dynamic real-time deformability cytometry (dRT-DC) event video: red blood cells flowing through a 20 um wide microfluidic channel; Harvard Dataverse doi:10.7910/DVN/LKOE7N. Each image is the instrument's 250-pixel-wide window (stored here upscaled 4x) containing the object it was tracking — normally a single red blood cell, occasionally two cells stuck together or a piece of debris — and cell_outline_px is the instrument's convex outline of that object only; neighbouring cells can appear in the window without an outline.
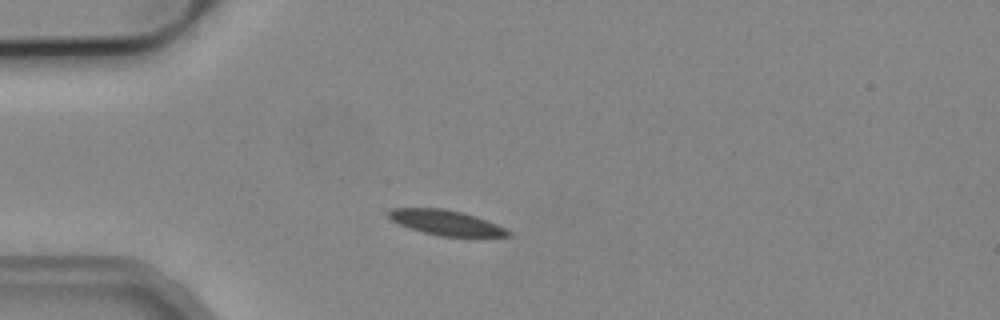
{"species": "common noctule bat (a hibernating species)", "species_latin": "Nyctalus noctula", "temperature_condition": "cold", "stored_images_in_passage": 2, "camera_frame_rate_fps": 3000, "um_per_image_px": 0.085, "animal": {"sex": "male", "body_mass_g": 19.2, "forearm_length_mm": 51.8}, "frame": {"image": 1, "passage_image": 1, "time_ms": 0.0, "image_size_px": [1000, 320], "cell_outline_px": [[512, 236], [440, 236], [424, 232], [400, 224], [392, 220], [388, 216], [388, 212], [392, 208], [444, 208], [476, 216], [496, 224], [512, 232]], "centroid_in_image_um": [37.92, 18.92], "position_along_channel_um": 47.1, "area_um2": 17.11}}
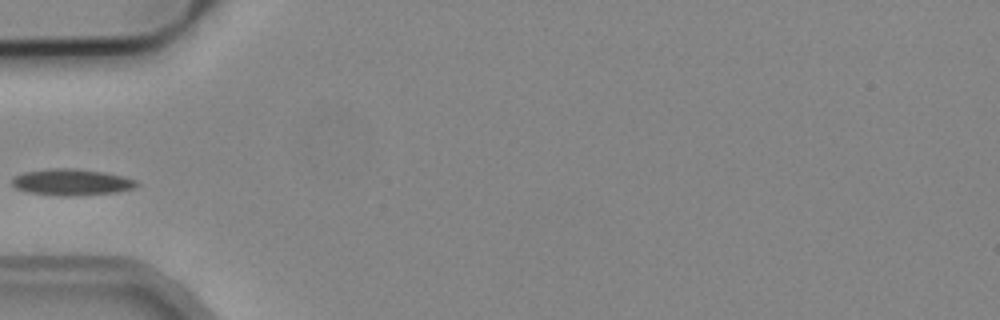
{"frame": {"image": 2, "passage_image": 2, "time_ms": 0.333, "image_size_px": [1000, 320], "cell_outline_px": [[140, 184], [136, 188], [116, 192], [72, 196], [60, 196], [28, 192], [16, 188], [12, 184], [12, 180], [16, 176], [24, 172], [52, 168], [76, 168], [104, 172], [124, 176], [136, 180]], "centroid_in_image_um": [6.13, 15.48], "position_along_channel_um": 78.9, "area_um2": 19.25}}